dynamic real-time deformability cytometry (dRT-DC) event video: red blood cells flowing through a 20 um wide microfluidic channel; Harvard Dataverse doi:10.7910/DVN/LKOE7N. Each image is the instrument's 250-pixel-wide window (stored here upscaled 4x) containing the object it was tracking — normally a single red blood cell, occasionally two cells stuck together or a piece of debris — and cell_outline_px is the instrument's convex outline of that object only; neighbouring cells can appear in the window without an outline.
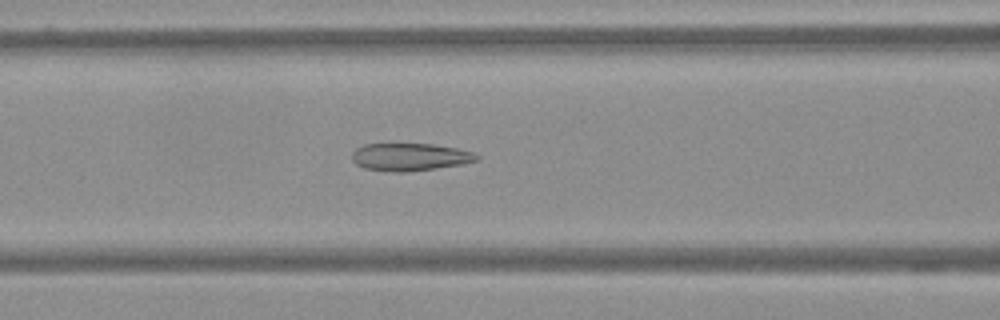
{"species": "Egyptian fruit bat (a non-hibernating species)", "species_latin": "Rousettus aegyptiacus", "temperature_condition": "warm", "stored_images_in_passage": 45, "camera_frame_rate_fps": 3000, "um_per_image_px": 0.085, "frame": {"image": 1, "passage_image": 10, "time_ms": 3.0, "image_size_px": [1000, 320], "cell_outline_px": [[480, 160], [464, 164], [404, 172], [396, 172], [364, 168], [356, 164], [352, 160], [352, 152], [356, 148], [364, 144], [432, 144], [456, 148], [472, 152], [480, 156]], "centroid_in_image_um": [34.85, 13.34], "position_along_channel_um": 131.7, "area_um2": 20.0}}
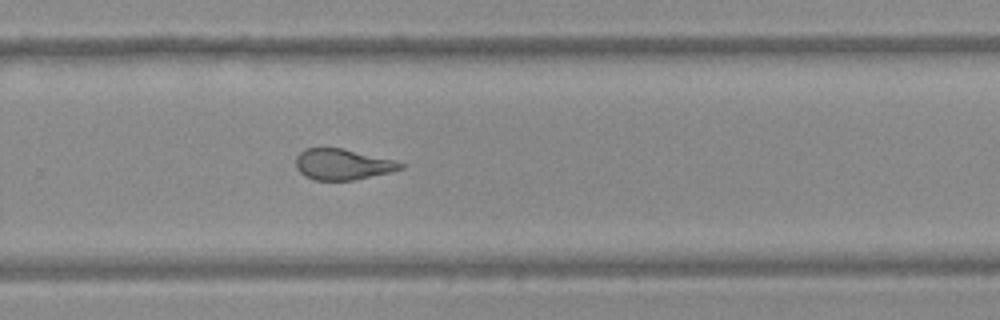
{"frame": {"image": 2, "passage_image": 25, "time_ms": 8.0, "image_size_px": [1000, 320], "cell_outline_px": [[404, 168], [392, 172], [352, 180], [316, 180], [304, 176], [296, 168], [296, 156], [304, 148], [344, 148], [396, 160], [404, 164]], "centroid_in_image_um": [29.13, 13.96], "position_along_channel_um": 300.7, "area_um2": 19.02}}
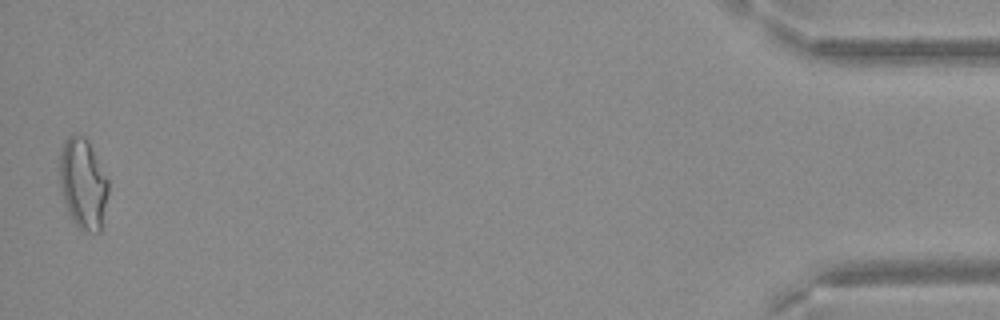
{"frame": {"image": 3, "passage_image": 44, "time_ms": 14.333, "image_size_px": [1000, 320], "cell_outline_px": [[108, 192], [100, 232], [80, 232], [72, 220], [68, 212], [64, 200], [60, 184], [60, 152], [64, 140], [68, 136], [84, 136], [88, 140], [108, 180]], "centroid_in_image_um": [7.05, 15.64], "position_along_channel_um": 428.1, "area_um2": 25.55}}